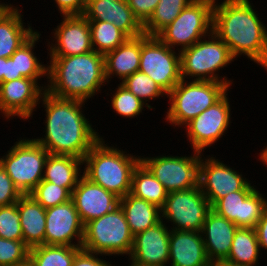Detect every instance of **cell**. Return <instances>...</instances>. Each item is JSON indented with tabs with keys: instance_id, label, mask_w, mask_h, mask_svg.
I'll return each instance as SVG.
<instances>
[{
	"instance_id": "cell-1",
	"label": "cell",
	"mask_w": 267,
	"mask_h": 266,
	"mask_svg": "<svg viewBox=\"0 0 267 266\" xmlns=\"http://www.w3.org/2000/svg\"><path fill=\"white\" fill-rule=\"evenodd\" d=\"M39 105L45 109L42 137L34 138L49 154L69 155L84 159L87 152L102 138L86 118L85 101L59 98L47 91Z\"/></svg>"
},
{
	"instance_id": "cell-2",
	"label": "cell",
	"mask_w": 267,
	"mask_h": 266,
	"mask_svg": "<svg viewBox=\"0 0 267 266\" xmlns=\"http://www.w3.org/2000/svg\"><path fill=\"white\" fill-rule=\"evenodd\" d=\"M218 1L213 6L212 31L229 47L236 60L242 56L257 64L264 53L267 32V25L256 11L258 8L252 0Z\"/></svg>"
},
{
	"instance_id": "cell-3",
	"label": "cell",
	"mask_w": 267,
	"mask_h": 266,
	"mask_svg": "<svg viewBox=\"0 0 267 266\" xmlns=\"http://www.w3.org/2000/svg\"><path fill=\"white\" fill-rule=\"evenodd\" d=\"M49 58L45 91L59 97L87 102L108 86L105 57L96 51ZM102 87V88H101Z\"/></svg>"
},
{
	"instance_id": "cell-4",
	"label": "cell",
	"mask_w": 267,
	"mask_h": 266,
	"mask_svg": "<svg viewBox=\"0 0 267 266\" xmlns=\"http://www.w3.org/2000/svg\"><path fill=\"white\" fill-rule=\"evenodd\" d=\"M102 137L83 159V175L119 198L130 193L132 174L140 156L110 144Z\"/></svg>"
},
{
	"instance_id": "cell-5",
	"label": "cell",
	"mask_w": 267,
	"mask_h": 266,
	"mask_svg": "<svg viewBox=\"0 0 267 266\" xmlns=\"http://www.w3.org/2000/svg\"><path fill=\"white\" fill-rule=\"evenodd\" d=\"M230 89L218 81H198L182 79L168 94V110L165 122L181 129L218 102Z\"/></svg>"
},
{
	"instance_id": "cell-6",
	"label": "cell",
	"mask_w": 267,
	"mask_h": 266,
	"mask_svg": "<svg viewBox=\"0 0 267 266\" xmlns=\"http://www.w3.org/2000/svg\"><path fill=\"white\" fill-rule=\"evenodd\" d=\"M235 60L229 47L212 31L191 47L180 51L181 78L218 81L231 88L234 79H228L224 74L222 77L219 72Z\"/></svg>"
},
{
	"instance_id": "cell-7",
	"label": "cell",
	"mask_w": 267,
	"mask_h": 266,
	"mask_svg": "<svg viewBox=\"0 0 267 266\" xmlns=\"http://www.w3.org/2000/svg\"><path fill=\"white\" fill-rule=\"evenodd\" d=\"M133 238L124 211L119 205L113 211L84 225L81 248L108 257L129 256Z\"/></svg>"
},
{
	"instance_id": "cell-8",
	"label": "cell",
	"mask_w": 267,
	"mask_h": 266,
	"mask_svg": "<svg viewBox=\"0 0 267 266\" xmlns=\"http://www.w3.org/2000/svg\"><path fill=\"white\" fill-rule=\"evenodd\" d=\"M0 157V165L22 195L30 194L43 179L49 152L34 137L16 139Z\"/></svg>"
},
{
	"instance_id": "cell-9",
	"label": "cell",
	"mask_w": 267,
	"mask_h": 266,
	"mask_svg": "<svg viewBox=\"0 0 267 266\" xmlns=\"http://www.w3.org/2000/svg\"><path fill=\"white\" fill-rule=\"evenodd\" d=\"M215 0H193L156 36L171 49L191 47L212 32ZM179 47V48H178Z\"/></svg>"
},
{
	"instance_id": "cell-10",
	"label": "cell",
	"mask_w": 267,
	"mask_h": 266,
	"mask_svg": "<svg viewBox=\"0 0 267 266\" xmlns=\"http://www.w3.org/2000/svg\"><path fill=\"white\" fill-rule=\"evenodd\" d=\"M189 155L169 156L168 154L166 156L162 154L153 157L140 155V162L170 193L198 186L202 153L193 150V153Z\"/></svg>"
},
{
	"instance_id": "cell-11",
	"label": "cell",
	"mask_w": 267,
	"mask_h": 266,
	"mask_svg": "<svg viewBox=\"0 0 267 266\" xmlns=\"http://www.w3.org/2000/svg\"><path fill=\"white\" fill-rule=\"evenodd\" d=\"M139 71L152 78L167 94L182 80L180 51L157 36L141 35Z\"/></svg>"
},
{
	"instance_id": "cell-12",
	"label": "cell",
	"mask_w": 267,
	"mask_h": 266,
	"mask_svg": "<svg viewBox=\"0 0 267 266\" xmlns=\"http://www.w3.org/2000/svg\"><path fill=\"white\" fill-rule=\"evenodd\" d=\"M211 205L199 185L168 193L161 208V220L172 230L201 232ZM166 221V222H165Z\"/></svg>"
},
{
	"instance_id": "cell-13",
	"label": "cell",
	"mask_w": 267,
	"mask_h": 266,
	"mask_svg": "<svg viewBox=\"0 0 267 266\" xmlns=\"http://www.w3.org/2000/svg\"><path fill=\"white\" fill-rule=\"evenodd\" d=\"M204 155L202 153L199 163L198 185L211 207L231 192L254 191L257 188L234 167L223 163L224 161H220L214 155Z\"/></svg>"
},
{
	"instance_id": "cell-14",
	"label": "cell",
	"mask_w": 267,
	"mask_h": 266,
	"mask_svg": "<svg viewBox=\"0 0 267 266\" xmlns=\"http://www.w3.org/2000/svg\"><path fill=\"white\" fill-rule=\"evenodd\" d=\"M228 93L184 126L192 150L204 153L227 134L232 123Z\"/></svg>"
},
{
	"instance_id": "cell-15",
	"label": "cell",
	"mask_w": 267,
	"mask_h": 266,
	"mask_svg": "<svg viewBox=\"0 0 267 266\" xmlns=\"http://www.w3.org/2000/svg\"><path fill=\"white\" fill-rule=\"evenodd\" d=\"M41 80L22 77L2 82L0 84L1 117L7 119L8 122L15 117L23 121L29 119V122L34 115L33 112L41 108L38 105L47 84V82L40 84Z\"/></svg>"
},
{
	"instance_id": "cell-16",
	"label": "cell",
	"mask_w": 267,
	"mask_h": 266,
	"mask_svg": "<svg viewBox=\"0 0 267 266\" xmlns=\"http://www.w3.org/2000/svg\"><path fill=\"white\" fill-rule=\"evenodd\" d=\"M61 19L52 29L51 39H45L48 42L47 56L66 57L93 51L88 20L83 15L61 16Z\"/></svg>"
},
{
	"instance_id": "cell-17",
	"label": "cell",
	"mask_w": 267,
	"mask_h": 266,
	"mask_svg": "<svg viewBox=\"0 0 267 266\" xmlns=\"http://www.w3.org/2000/svg\"><path fill=\"white\" fill-rule=\"evenodd\" d=\"M259 188L235 191L219 199L211 209L233 222L238 228H255L267 206V197Z\"/></svg>"
},
{
	"instance_id": "cell-18",
	"label": "cell",
	"mask_w": 267,
	"mask_h": 266,
	"mask_svg": "<svg viewBox=\"0 0 267 266\" xmlns=\"http://www.w3.org/2000/svg\"><path fill=\"white\" fill-rule=\"evenodd\" d=\"M84 224L73 200L46 208L44 245L82 247Z\"/></svg>"
},
{
	"instance_id": "cell-19",
	"label": "cell",
	"mask_w": 267,
	"mask_h": 266,
	"mask_svg": "<svg viewBox=\"0 0 267 266\" xmlns=\"http://www.w3.org/2000/svg\"><path fill=\"white\" fill-rule=\"evenodd\" d=\"M171 229L160 221L136 234L128 261L138 266H169V236Z\"/></svg>"
},
{
	"instance_id": "cell-20",
	"label": "cell",
	"mask_w": 267,
	"mask_h": 266,
	"mask_svg": "<svg viewBox=\"0 0 267 266\" xmlns=\"http://www.w3.org/2000/svg\"><path fill=\"white\" fill-rule=\"evenodd\" d=\"M71 199L84 225L113 211L119 206L120 200L114 193L91 182L84 175L72 191Z\"/></svg>"
},
{
	"instance_id": "cell-21",
	"label": "cell",
	"mask_w": 267,
	"mask_h": 266,
	"mask_svg": "<svg viewBox=\"0 0 267 266\" xmlns=\"http://www.w3.org/2000/svg\"><path fill=\"white\" fill-rule=\"evenodd\" d=\"M84 17L87 20L112 22L129 38L144 34L143 25L134 16L126 0H86Z\"/></svg>"
},
{
	"instance_id": "cell-22",
	"label": "cell",
	"mask_w": 267,
	"mask_h": 266,
	"mask_svg": "<svg viewBox=\"0 0 267 266\" xmlns=\"http://www.w3.org/2000/svg\"><path fill=\"white\" fill-rule=\"evenodd\" d=\"M238 227L212 209L208 212L201 229L208 260L213 264L228 257L234 234Z\"/></svg>"
},
{
	"instance_id": "cell-23",
	"label": "cell",
	"mask_w": 267,
	"mask_h": 266,
	"mask_svg": "<svg viewBox=\"0 0 267 266\" xmlns=\"http://www.w3.org/2000/svg\"><path fill=\"white\" fill-rule=\"evenodd\" d=\"M170 266H213L208 260L201 232L172 230L169 236Z\"/></svg>"
},
{
	"instance_id": "cell-24",
	"label": "cell",
	"mask_w": 267,
	"mask_h": 266,
	"mask_svg": "<svg viewBox=\"0 0 267 266\" xmlns=\"http://www.w3.org/2000/svg\"><path fill=\"white\" fill-rule=\"evenodd\" d=\"M22 9L12 3L0 11V58H10L37 30L23 22Z\"/></svg>"
},
{
	"instance_id": "cell-25",
	"label": "cell",
	"mask_w": 267,
	"mask_h": 266,
	"mask_svg": "<svg viewBox=\"0 0 267 266\" xmlns=\"http://www.w3.org/2000/svg\"><path fill=\"white\" fill-rule=\"evenodd\" d=\"M141 56V35L128 38L115 50L107 52L105 57V77L110 84L112 78L124 81L128 76L137 72Z\"/></svg>"
},
{
	"instance_id": "cell-26",
	"label": "cell",
	"mask_w": 267,
	"mask_h": 266,
	"mask_svg": "<svg viewBox=\"0 0 267 266\" xmlns=\"http://www.w3.org/2000/svg\"><path fill=\"white\" fill-rule=\"evenodd\" d=\"M23 241L29 247L44 245L46 209L31 195H22L18 200Z\"/></svg>"
},
{
	"instance_id": "cell-27",
	"label": "cell",
	"mask_w": 267,
	"mask_h": 266,
	"mask_svg": "<svg viewBox=\"0 0 267 266\" xmlns=\"http://www.w3.org/2000/svg\"><path fill=\"white\" fill-rule=\"evenodd\" d=\"M82 165L83 159L69 155L49 154L42 180L65 187L72 193L83 176Z\"/></svg>"
},
{
	"instance_id": "cell-28",
	"label": "cell",
	"mask_w": 267,
	"mask_h": 266,
	"mask_svg": "<svg viewBox=\"0 0 267 266\" xmlns=\"http://www.w3.org/2000/svg\"><path fill=\"white\" fill-rule=\"evenodd\" d=\"M130 232L133 236L147 230L161 221V208L128 193L120 198Z\"/></svg>"
},
{
	"instance_id": "cell-29",
	"label": "cell",
	"mask_w": 267,
	"mask_h": 266,
	"mask_svg": "<svg viewBox=\"0 0 267 266\" xmlns=\"http://www.w3.org/2000/svg\"><path fill=\"white\" fill-rule=\"evenodd\" d=\"M260 252L262 251H260L255 229L238 228L225 261L236 265L259 266L258 261L261 259L260 255H262Z\"/></svg>"
},
{
	"instance_id": "cell-30",
	"label": "cell",
	"mask_w": 267,
	"mask_h": 266,
	"mask_svg": "<svg viewBox=\"0 0 267 266\" xmlns=\"http://www.w3.org/2000/svg\"><path fill=\"white\" fill-rule=\"evenodd\" d=\"M130 194L162 208L168 191L140 162L132 174Z\"/></svg>"
},
{
	"instance_id": "cell-31",
	"label": "cell",
	"mask_w": 267,
	"mask_h": 266,
	"mask_svg": "<svg viewBox=\"0 0 267 266\" xmlns=\"http://www.w3.org/2000/svg\"><path fill=\"white\" fill-rule=\"evenodd\" d=\"M41 33L37 30L26 42H24L10 58H16L17 74L29 79H47L48 64H43L40 57L34 51L37 48ZM36 46V47H35Z\"/></svg>"
},
{
	"instance_id": "cell-32",
	"label": "cell",
	"mask_w": 267,
	"mask_h": 266,
	"mask_svg": "<svg viewBox=\"0 0 267 266\" xmlns=\"http://www.w3.org/2000/svg\"><path fill=\"white\" fill-rule=\"evenodd\" d=\"M81 247L38 245L30 248L29 260L34 266H72Z\"/></svg>"
},
{
	"instance_id": "cell-33",
	"label": "cell",
	"mask_w": 267,
	"mask_h": 266,
	"mask_svg": "<svg viewBox=\"0 0 267 266\" xmlns=\"http://www.w3.org/2000/svg\"><path fill=\"white\" fill-rule=\"evenodd\" d=\"M91 31V43L94 51L105 55L115 50L129 37L112 22L88 20Z\"/></svg>"
},
{
	"instance_id": "cell-34",
	"label": "cell",
	"mask_w": 267,
	"mask_h": 266,
	"mask_svg": "<svg viewBox=\"0 0 267 266\" xmlns=\"http://www.w3.org/2000/svg\"><path fill=\"white\" fill-rule=\"evenodd\" d=\"M191 1L193 0H160L153 15L143 25L144 33L148 36H156L171 24Z\"/></svg>"
},
{
	"instance_id": "cell-35",
	"label": "cell",
	"mask_w": 267,
	"mask_h": 266,
	"mask_svg": "<svg viewBox=\"0 0 267 266\" xmlns=\"http://www.w3.org/2000/svg\"><path fill=\"white\" fill-rule=\"evenodd\" d=\"M137 98L143 101L149 109H156L148 102L156 99L167 98V93L147 74L137 71L120 82ZM161 97V98H160Z\"/></svg>"
},
{
	"instance_id": "cell-36",
	"label": "cell",
	"mask_w": 267,
	"mask_h": 266,
	"mask_svg": "<svg viewBox=\"0 0 267 266\" xmlns=\"http://www.w3.org/2000/svg\"><path fill=\"white\" fill-rule=\"evenodd\" d=\"M111 95L110 107L112 108L113 112L120 117H126L130 120V118H136L137 116H140V114L144 113L142 112L145 111L144 108L150 110L143 101L137 98L121 83H119L117 88L111 92Z\"/></svg>"
},
{
	"instance_id": "cell-37",
	"label": "cell",
	"mask_w": 267,
	"mask_h": 266,
	"mask_svg": "<svg viewBox=\"0 0 267 266\" xmlns=\"http://www.w3.org/2000/svg\"><path fill=\"white\" fill-rule=\"evenodd\" d=\"M29 195L46 209L71 200L72 193L65 187L42 180Z\"/></svg>"
},
{
	"instance_id": "cell-38",
	"label": "cell",
	"mask_w": 267,
	"mask_h": 266,
	"mask_svg": "<svg viewBox=\"0 0 267 266\" xmlns=\"http://www.w3.org/2000/svg\"><path fill=\"white\" fill-rule=\"evenodd\" d=\"M0 237L8 240H23L18 202L0 207Z\"/></svg>"
},
{
	"instance_id": "cell-39",
	"label": "cell",
	"mask_w": 267,
	"mask_h": 266,
	"mask_svg": "<svg viewBox=\"0 0 267 266\" xmlns=\"http://www.w3.org/2000/svg\"><path fill=\"white\" fill-rule=\"evenodd\" d=\"M30 248L23 240L0 237V266H17L29 259Z\"/></svg>"
},
{
	"instance_id": "cell-40",
	"label": "cell",
	"mask_w": 267,
	"mask_h": 266,
	"mask_svg": "<svg viewBox=\"0 0 267 266\" xmlns=\"http://www.w3.org/2000/svg\"><path fill=\"white\" fill-rule=\"evenodd\" d=\"M21 196L20 191L15 187L9 175L0 165V207L18 202Z\"/></svg>"
},
{
	"instance_id": "cell-41",
	"label": "cell",
	"mask_w": 267,
	"mask_h": 266,
	"mask_svg": "<svg viewBox=\"0 0 267 266\" xmlns=\"http://www.w3.org/2000/svg\"><path fill=\"white\" fill-rule=\"evenodd\" d=\"M134 16L144 25L153 15L160 0H126Z\"/></svg>"
},
{
	"instance_id": "cell-42",
	"label": "cell",
	"mask_w": 267,
	"mask_h": 266,
	"mask_svg": "<svg viewBox=\"0 0 267 266\" xmlns=\"http://www.w3.org/2000/svg\"><path fill=\"white\" fill-rule=\"evenodd\" d=\"M106 258H107L106 255L93 253V252H89L87 250L81 249L75 255L72 266H115V264L114 265L111 264L113 262L111 261L109 262L105 260Z\"/></svg>"
},
{
	"instance_id": "cell-43",
	"label": "cell",
	"mask_w": 267,
	"mask_h": 266,
	"mask_svg": "<svg viewBox=\"0 0 267 266\" xmlns=\"http://www.w3.org/2000/svg\"><path fill=\"white\" fill-rule=\"evenodd\" d=\"M60 16H80L84 15L86 0H53Z\"/></svg>"
},
{
	"instance_id": "cell-44",
	"label": "cell",
	"mask_w": 267,
	"mask_h": 266,
	"mask_svg": "<svg viewBox=\"0 0 267 266\" xmlns=\"http://www.w3.org/2000/svg\"><path fill=\"white\" fill-rule=\"evenodd\" d=\"M254 229L259 242L260 251L264 249L267 251V206L262 213L259 223Z\"/></svg>"
},
{
	"instance_id": "cell-45",
	"label": "cell",
	"mask_w": 267,
	"mask_h": 266,
	"mask_svg": "<svg viewBox=\"0 0 267 266\" xmlns=\"http://www.w3.org/2000/svg\"><path fill=\"white\" fill-rule=\"evenodd\" d=\"M22 77L23 76L21 74H17L16 58H5L3 82L12 81Z\"/></svg>"
},
{
	"instance_id": "cell-46",
	"label": "cell",
	"mask_w": 267,
	"mask_h": 266,
	"mask_svg": "<svg viewBox=\"0 0 267 266\" xmlns=\"http://www.w3.org/2000/svg\"><path fill=\"white\" fill-rule=\"evenodd\" d=\"M257 65L261 66V68L263 67L264 70H266V72H267V32H266V41H265L264 53H263V56L261 57V59L258 61Z\"/></svg>"
},
{
	"instance_id": "cell-47",
	"label": "cell",
	"mask_w": 267,
	"mask_h": 266,
	"mask_svg": "<svg viewBox=\"0 0 267 266\" xmlns=\"http://www.w3.org/2000/svg\"><path fill=\"white\" fill-rule=\"evenodd\" d=\"M257 157L258 161L260 160L261 164L263 163V165L267 168V145L262 150H260Z\"/></svg>"
},
{
	"instance_id": "cell-48",
	"label": "cell",
	"mask_w": 267,
	"mask_h": 266,
	"mask_svg": "<svg viewBox=\"0 0 267 266\" xmlns=\"http://www.w3.org/2000/svg\"><path fill=\"white\" fill-rule=\"evenodd\" d=\"M4 69H5V58H0V84L3 82Z\"/></svg>"
},
{
	"instance_id": "cell-49",
	"label": "cell",
	"mask_w": 267,
	"mask_h": 266,
	"mask_svg": "<svg viewBox=\"0 0 267 266\" xmlns=\"http://www.w3.org/2000/svg\"><path fill=\"white\" fill-rule=\"evenodd\" d=\"M213 266H244V265H236V264L223 260V261L213 264Z\"/></svg>"
},
{
	"instance_id": "cell-50",
	"label": "cell",
	"mask_w": 267,
	"mask_h": 266,
	"mask_svg": "<svg viewBox=\"0 0 267 266\" xmlns=\"http://www.w3.org/2000/svg\"><path fill=\"white\" fill-rule=\"evenodd\" d=\"M7 4H11V3H9V1L8 2H6V1H2V0H0V11L7 5Z\"/></svg>"
},
{
	"instance_id": "cell-51",
	"label": "cell",
	"mask_w": 267,
	"mask_h": 266,
	"mask_svg": "<svg viewBox=\"0 0 267 266\" xmlns=\"http://www.w3.org/2000/svg\"><path fill=\"white\" fill-rule=\"evenodd\" d=\"M17 266H34L31 261L28 259L26 262L20 264V265H17Z\"/></svg>"
},
{
	"instance_id": "cell-52",
	"label": "cell",
	"mask_w": 267,
	"mask_h": 266,
	"mask_svg": "<svg viewBox=\"0 0 267 266\" xmlns=\"http://www.w3.org/2000/svg\"><path fill=\"white\" fill-rule=\"evenodd\" d=\"M129 263H130L131 265L129 264V265H127V266H138V265H136V264H134V263H132V262H130V261H129Z\"/></svg>"
}]
</instances>
